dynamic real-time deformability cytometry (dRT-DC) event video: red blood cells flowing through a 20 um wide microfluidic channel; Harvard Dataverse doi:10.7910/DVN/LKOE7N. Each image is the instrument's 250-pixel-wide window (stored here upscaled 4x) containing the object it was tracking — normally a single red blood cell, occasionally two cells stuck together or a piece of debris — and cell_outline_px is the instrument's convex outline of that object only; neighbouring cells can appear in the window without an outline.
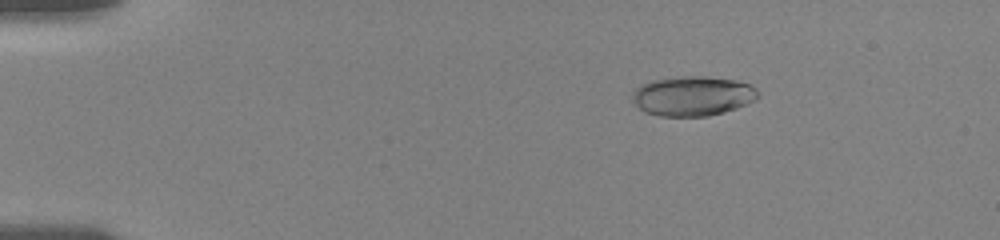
{"species": "human", "species_latin": "Homo sapiens", "temperature_condition": "room temperature", "stored_images_in_passage": 64, "camera_frame_rate_fps": 3000, "um_per_image_px": 0.085, "donor": {"sex": "female"}, "frame": {"image": 1, "passage_image": 10, "time_ms": 3.0, "image_size_px": [1000, 240], "cell_outline_px": [[760, 96], [756, 100], [748, 104], [724, 112], [708, 116], [660, 116], [644, 112], [632, 100], [632, 92], [640, 84], [652, 80], [684, 76], [708, 76], [732, 80], [748, 84], [756, 88], [760, 92]], "centroid_in_image_um": [58.89, 8.16], "position_along_channel_um": 26.1, "area_um2": 29.25}}
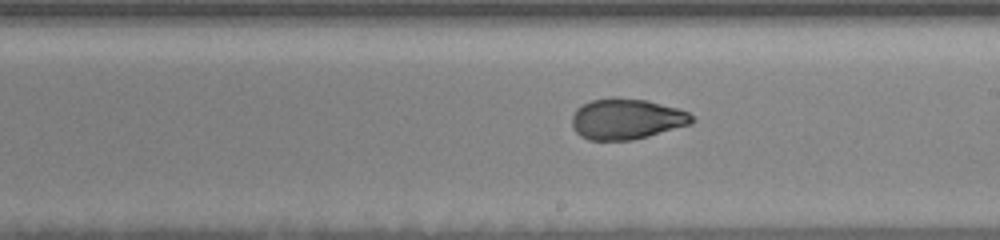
{"frame": {"image": 2, "passage_image": 36, "time_ms": 11.0, "image_size_px": [1000, 240], "cell_outline_px": [[696, 120], [692, 124], [648, 136], [632, 140], [588, 140], [580, 136], [572, 128], [572, 116], [576, 108], [592, 100], [612, 96], [616, 96], [648, 100], [680, 108], [688, 112]], "centroid_in_image_um": [53.26, 10.1], "position_along_channel_um": 235.7, "area_um2": 28.96}}
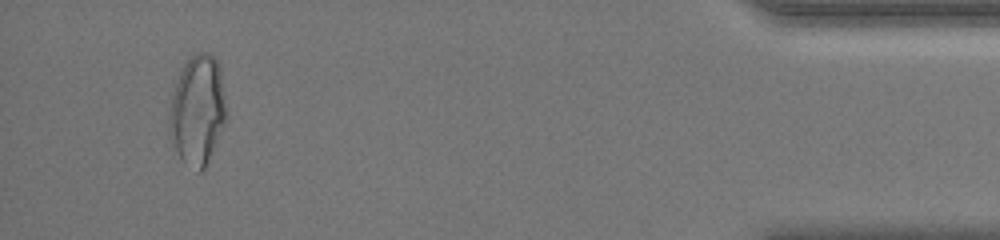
{"frame": {"image": 3, "passage_image": 60, "time_ms": 17.667, "image_size_px": [1000, 240], "cell_outline_px": [[228, 116], [204, 168], [200, 172], [196, 172], [180, 156], [168, 132], [168, 112], [172, 96], [180, 72], [188, 56], [196, 52], [208, 52], [216, 56], [220, 68]], "centroid_in_image_um": [16.8, 9.3], "position_along_channel_um": 418.4, "area_um2": 36.53}, "authors_computed_cell_mechanics": {"area_um2": 29.3335, "velocity_mm_per_s": 3.6384, "shape_relaxation_time_tau1_ms": 6.7366, "shape_relaxation_time_tau2_ms": 1.1702, "deformation_change_tau1": 0.2292, "deformation_change_tau2": 0.0663}}